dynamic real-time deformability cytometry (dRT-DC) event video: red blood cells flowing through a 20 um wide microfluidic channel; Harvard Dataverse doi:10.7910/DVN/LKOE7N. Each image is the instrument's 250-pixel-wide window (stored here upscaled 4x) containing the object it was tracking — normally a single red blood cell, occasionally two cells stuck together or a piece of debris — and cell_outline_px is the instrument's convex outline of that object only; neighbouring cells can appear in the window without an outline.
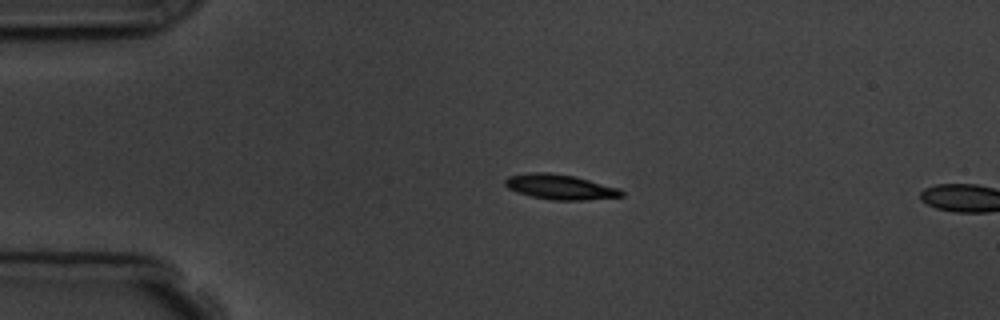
{"species": "common noctule bat (a hibernating species)", "species_latin": "Nyctalus noctula", "temperature_condition": "room temperature", "stored_images_in_passage": 5, "camera_frame_rate_fps": 3000, "um_per_image_px": 0.085, "animal": {"sex": "male", "body_mass_g": 19.5, "forearm_length_mm": 54.6}, "frame": {"image": 1, "passage_image": 4, "time_ms": 3.333, "image_size_px": [1000, 320], "cell_outline_px": [[624, 196], [588, 200], [552, 200], [532, 196], [516, 192], [508, 188], [504, 184], [504, 180], [508, 176], [532, 172], [548, 172], [576, 176], [620, 188], [624, 192]], "centroid_in_image_um": [47.63, 15.88], "position_along_channel_um": 37.4, "area_um2": 17.17}}